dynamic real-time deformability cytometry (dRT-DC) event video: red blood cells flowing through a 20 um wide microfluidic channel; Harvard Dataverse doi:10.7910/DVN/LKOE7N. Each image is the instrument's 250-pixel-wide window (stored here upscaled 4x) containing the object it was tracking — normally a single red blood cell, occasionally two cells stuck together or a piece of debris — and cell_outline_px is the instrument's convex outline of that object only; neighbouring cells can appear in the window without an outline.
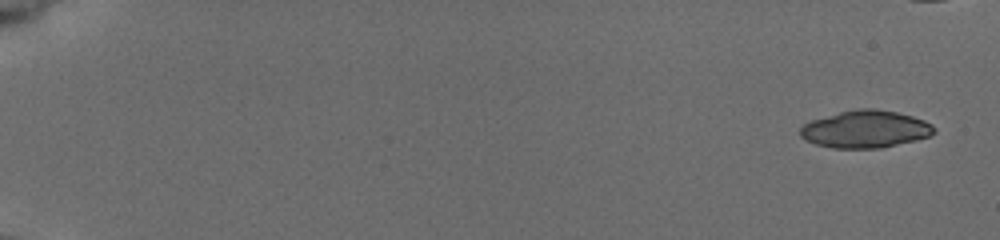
{"species": "common noctule bat (a hibernating species)", "species_latin": "Nyctalus noctula", "temperature_condition": "cold", "stored_images_in_passage": 49, "camera_frame_rate_fps": 3000, "um_per_image_px": 0.085, "animal": {"sex": "female", "body_mass_g": 19.5, "forearm_length_mm": 54.1}, "frame": {"image": 1, "passage_image": 1, "time_ms": 0.0, "image_size_px": [1000, 240], "cell_outline_px": [[936, 132], [928, 136], [916, 140], [880, 148], [832, 148], [816, 144], [804, 140], [800, 136], [800, 128], [804, 124], [812, 120], [840, 112], [856, 108], [876, 108], [896, 112], [912, 116], [924, 120], [932, 124], [936, 128]], "centroid_in_image_um": [73.56, 10.98], "position_along_channel_um": 11.4, "area_um2": 29.19}}